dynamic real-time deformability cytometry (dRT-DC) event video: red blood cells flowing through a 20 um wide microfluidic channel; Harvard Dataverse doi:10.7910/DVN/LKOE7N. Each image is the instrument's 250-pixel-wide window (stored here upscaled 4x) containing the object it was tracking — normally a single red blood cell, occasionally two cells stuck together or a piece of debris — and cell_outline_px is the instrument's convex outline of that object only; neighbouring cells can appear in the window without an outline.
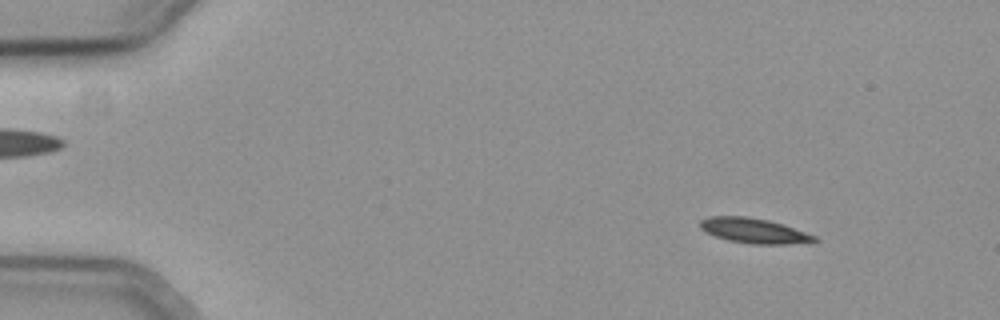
{"species": "common noctule bat (a hibernating species)", "species_latin": "Nyctalus noctula", "temperature_condition": "cold", "stored_images_in_passage": 57, "camera_frame_rate_fps": 3000, "um_per_image_px": 0.085, "animal": {"sex": "female", "body_mass_g": 19.3, "forearm_length_mm": 54.1}, "frame": {"image": 1, "passage_image": 7, "time_ms": 2.0, "image_size_px": [1000, 320], "cell_outline_px": [[820, 240], [788, 244], [752, 244], [728, 240], [716, 236], [700, 228], [700, 220], [708, 216], [748, 216], [768, 220], [816, 236]], "centroid_in_image_um": [64.04, 19.6], "position_along_channel_um": 21.0, "area_um2": 16.36}}
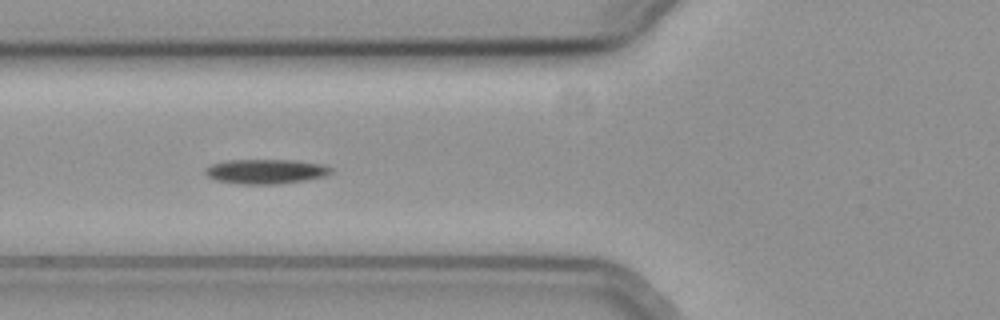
{"frame": {"image": 2, "passage_image": 22, "time_ms": 7.0, "image_size_px": [1000, 320], "cell_outline_px": [[332, 172], [324, 176], [304, 180], [276, 184], [240, 184], [216, 180], [208, 176], [204, 172], [204, 168], [212, 164], [228, 160], [296, 160], [324, 164], [332, 168]], "centroid_in_image_um": [22.59, 14.56], "position_along_channel_um": 103.2, "area_um2": 18.03}}
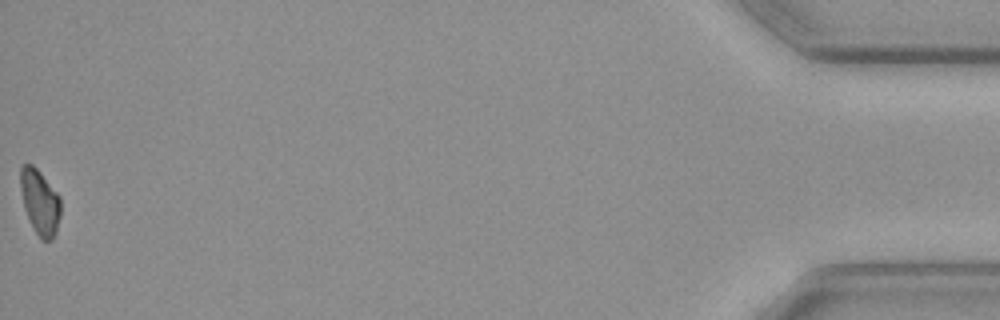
{"frame": {"image": 3, "passage_image": 57, "time_ms": 18.667, "image_size_px": [1000, 320], "cell_outline_px": [[60, 216], [56, 232], [52, 240], [40, 240], [24, 208], [20, 188], [20, 168], [24, 164], [32, 164], [40, 172], [60, 196]], "centroid_in_image_um": [3.39, 17.17], "position_along_channel_um": 431.8, "area_um2": 15.14}}